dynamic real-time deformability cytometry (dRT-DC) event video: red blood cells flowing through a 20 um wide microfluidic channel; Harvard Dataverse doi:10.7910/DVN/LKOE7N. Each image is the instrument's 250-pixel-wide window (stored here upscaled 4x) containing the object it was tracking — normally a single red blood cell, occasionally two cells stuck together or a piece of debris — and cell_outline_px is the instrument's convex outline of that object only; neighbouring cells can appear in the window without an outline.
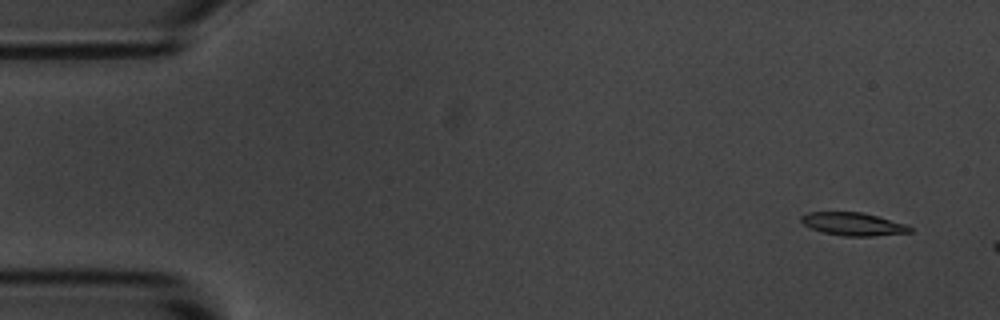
{"species": "common noctule bat (a hibernating species)", "species_latin": "Nyctalus noctula", "temperature_condition": "room temperature", "stored_images_in_passage": 3, "camera_frame_rate_fps": 3000, "um_per_image_px": 0.085, "animal": {"sex": "male", "body_mass_g": 20.1, "forearm_length_mm": 53.5}, "frame": {"image": 1, "passage_image": 1, "time_ms": 0.0, "image_size_px": [1000, 320], "cell_outline_px": [[912, 232], [872, 236], [844, 236], [824, 232], [812, 228], [804, 224], [800, 220], [800, 216], [808, 212], [860, 212], [908, 224], [912, 228]], "centroid_in_image_um": [72.54, 19.04], "position_along_channel_um": 12.5, "area_um2": 14.45}}